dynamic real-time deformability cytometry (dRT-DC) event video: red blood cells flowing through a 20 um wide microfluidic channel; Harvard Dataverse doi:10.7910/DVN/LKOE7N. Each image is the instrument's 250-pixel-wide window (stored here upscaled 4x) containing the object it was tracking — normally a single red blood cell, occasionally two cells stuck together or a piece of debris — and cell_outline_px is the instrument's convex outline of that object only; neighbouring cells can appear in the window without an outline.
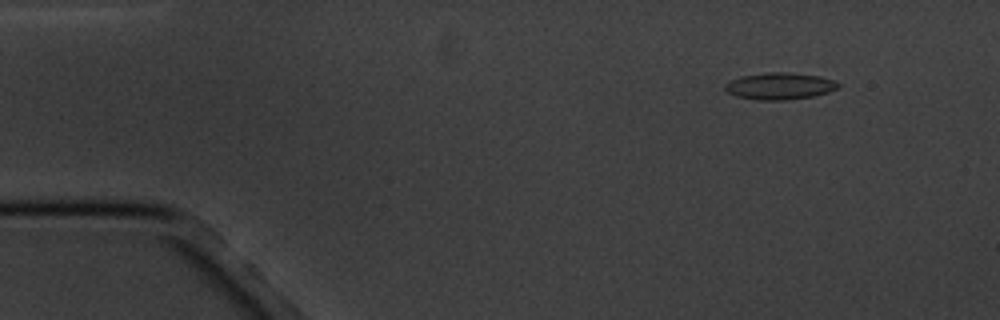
{"species": "common noctule bat (a hibernating species)", "species_latin": "Nyctalus noctula", "temperature_condition": "cold", "stored_images_in_passage": 5, "camera_frame_rate_fps": 3000, "um_per_image_px": 0.085, "animal": {"sex": "male", "body_mass_g": 20.1, "forearm_length_mm": 53.5}, "frame": {"image": 1, "passage_image": 2, "time_ms": 1.333, "image_size_px": [1000, 320], "cell_outline_px": [[840, 84], [836, 88], [828, 92], [812, 96], [784, 100], [760, 100], [736, 96], [728, 92], [724, 88], [724, 84], [740, 76], [772, 72], [788, 72], [820, 76], [832, 80]], "centroid_in_image_um": [66.25, 7.31], "position_along_channel_um": 18.8, "area_um2": 17.46}}
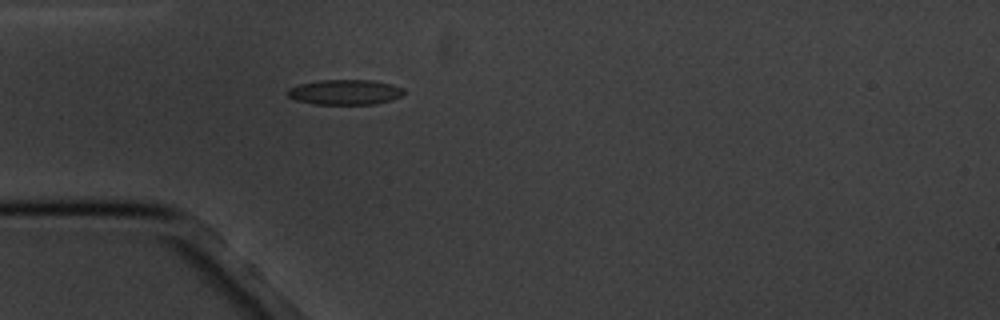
{"frame": {"image": 2, "passage_image": 5, "time_ms": 4.667, "image_size_px": [1000, 320], "cell_outline_px": [[404, 92], [400, 96], [392, 100], [376, 104], [316, 104], [296, 100], [288, 96], [284, 92], [288, 88], [300, 84], [320, 80], [372, 80], [392, 84], [404, 88]], "centroid_in_image_um": [29.32, 7.83], "position_along_channel_um": 55.7, "area_um2": 17.11}}